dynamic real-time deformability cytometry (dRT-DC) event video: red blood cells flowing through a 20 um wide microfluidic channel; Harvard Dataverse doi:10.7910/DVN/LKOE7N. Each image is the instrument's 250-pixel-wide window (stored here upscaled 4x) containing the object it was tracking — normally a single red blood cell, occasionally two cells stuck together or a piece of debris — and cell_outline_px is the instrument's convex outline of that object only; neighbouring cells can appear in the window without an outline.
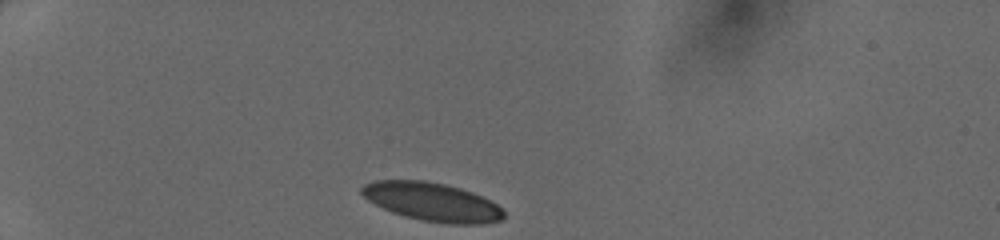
{"species": "human", "species_latin": "Homo sapiens", "temperature_condition": "cold", "stored_images_in_passage": 30, "camera_frame_rate_fps": 3000, "um_per_image_px": 0.085, "donor": {"sex": "female"}, "frame": {"image": 1, "passage_image": 1, "time_ms": 0.0, "image_size_px": [1000, 240], "cell_outline_px": [[504, 216], [500, 220], [480, 224], [452, 224], [424, 220], [404, 216], [392, 212], [368, 200], [360, 192], [360, 188], [364, 184], [372, 180], [424, 180], [444, 184], [460, 188], [472, 192], [496, 204], [504, 212]], "centroid_in_image_um": [36.69, 17.15], "position_along_channel_um": 48.3, "area_um2": 31.56}}
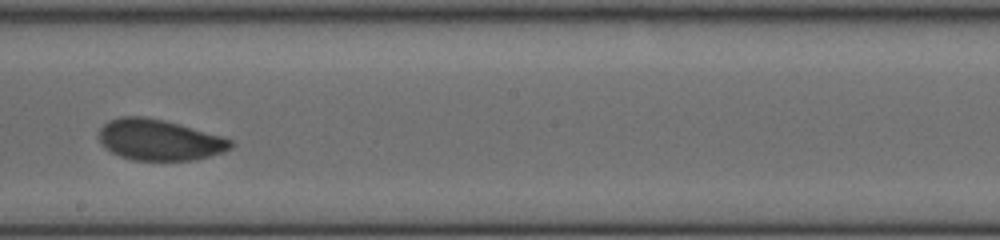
{"frame": {"image": 2, "passage_image": 17, "time_ms": 5.333, "image_size_px": [1000, 240], "cell_outline_px": [[236, 144], [232, 148], [224, 152], [196, 160], [132, 160], [120, 156], [104, 148], [100, 144], [100, 128], [108, 120], [120, 116], [144, 116], [164, 120], [224, 136], [232, 140]], "centroid_in_image_um": [13.57, 11.89], "position_along_channel_um": 234.6, "area_um2": 31.79}}
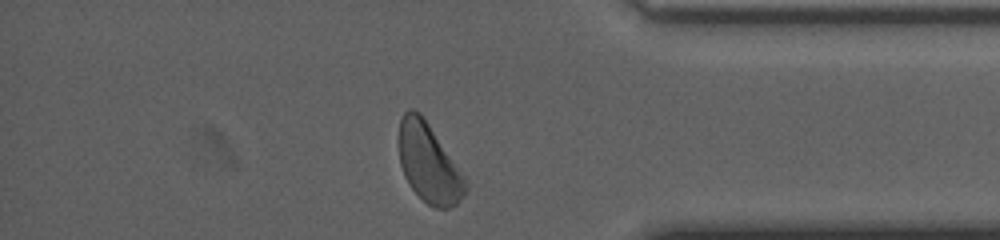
{"frame": {"image": 3, "passage_image": 29, "time_ms": 9.333, "image_size_px": [1000, 240], "cell_outline_px": [[468, 192], [456, 204], [448, 208], [432, 208], [408, 184], [404, 176], [400, 164], [396, 140], [400, 120], [404, 112], [408, 108], [412, 108], [420, 112], [468, 180]], "centroid_in_image_um": [36.43, 13.85], "position_along_channel_um": 398.8, "area_um2": 31.21}}